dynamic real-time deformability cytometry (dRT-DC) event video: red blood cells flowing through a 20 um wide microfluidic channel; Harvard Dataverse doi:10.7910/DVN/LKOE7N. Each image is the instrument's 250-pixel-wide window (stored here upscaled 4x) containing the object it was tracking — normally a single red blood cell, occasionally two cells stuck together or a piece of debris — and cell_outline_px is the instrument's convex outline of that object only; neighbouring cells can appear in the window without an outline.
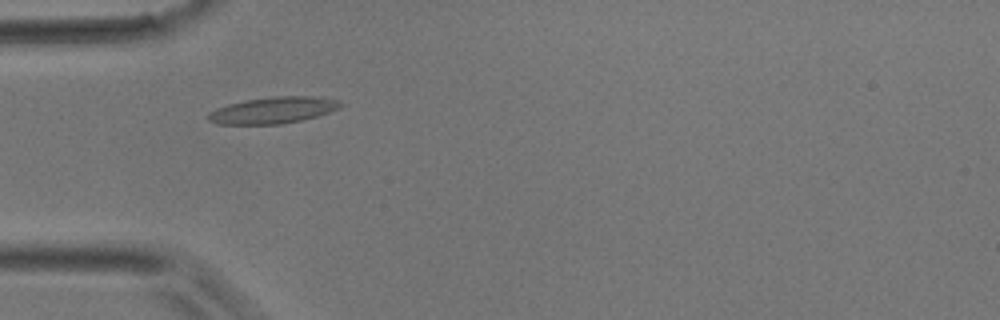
{"species": "common noctule bat (a hibernating species)", "species_latin": "Nyctalus noctula", "temperature_condition": "room temperature", "stored_images_in_passage": 4, "camera_frame_rate_fps": 3000, "um_per_image_px": 0.085, "animal": {"sex": "male", "body_mass_g": 17.9}, "frame": {"image": 1, "passage_image": 3, "time_ms": 0.667, "image_size_px": [1000, 320], "cell_outline_px": [[344, 104], [340, 108], [316, 116], [300, 120], [280, 124], [216, 124], [208, 120], [208, 112], [216, 108], [228, 104], [244, 100], [272, 96], [312, 96], [336, 100]], "centroid_in_image_um": [23.17, 9.36], "position_along_channel_um": 61.8, "area_um2": 20.35}}
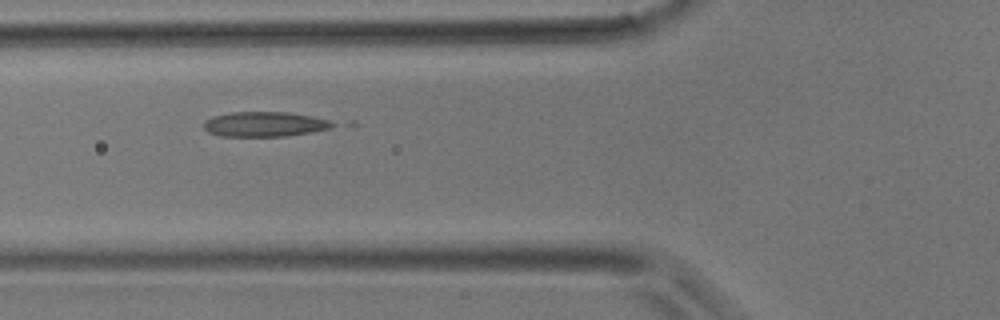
{"frame": {"image": 2, "passage_image": 4, "time_ms": 1.0, "image_size_px": [1000, 320], "cell_outline_px": [[336, 124], [332, 128], [312, 132], [288, 136], [220, 136], [208, 132], [204, 128], [204, 120], [212, 116], [232, 112], [288, 112], [312, 116], [328, 120]], "centroid_in_image_um": [22.49, 10.55], "position_along_channel_um": 103.3, "area_um2": 18.79}}